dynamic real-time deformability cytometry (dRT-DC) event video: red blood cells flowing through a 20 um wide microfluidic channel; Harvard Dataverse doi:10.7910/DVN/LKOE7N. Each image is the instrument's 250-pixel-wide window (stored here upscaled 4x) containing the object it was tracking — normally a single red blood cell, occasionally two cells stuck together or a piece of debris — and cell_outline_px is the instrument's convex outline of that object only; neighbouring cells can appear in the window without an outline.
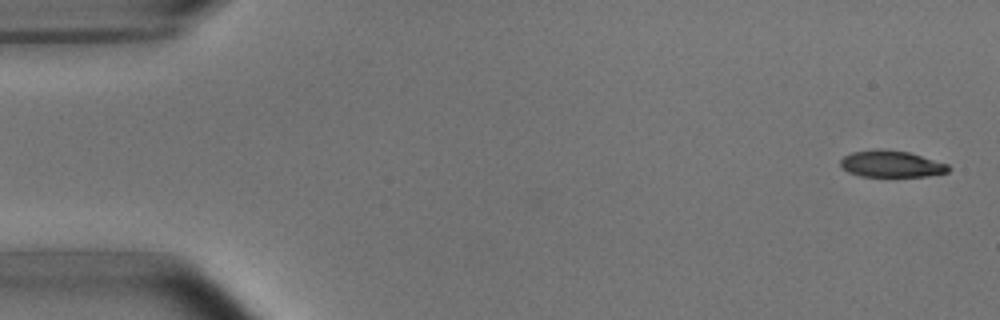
{"species": "common noctule bat (a hibernating species)", "species_latin": "Nyctalus noctula", "temperature_condition": "room temperature", "stored_images_in_passage": 2, "camera_frame_rate_fps": 3000, "um_per_image_px": 0.085, "animal": {"sex": "male", "body_mass_g": 15.6}, "frame": {"image": 1, "passage_image": 2, "time_ms": 1.333, "image_size_px": [1000, 320], "cell_outline_px": [[952, 168], [948, 172], [928, 176], [860, 176], [848, 172], [840, 164], [840, 160], [844, 156], [852, 152], [880, 148], [908, 152], [948, 164]], "centroid_in_image_um": [75.77, 13.93], "position_along_channel_um": 9.2, "area_um2": 16.7}}